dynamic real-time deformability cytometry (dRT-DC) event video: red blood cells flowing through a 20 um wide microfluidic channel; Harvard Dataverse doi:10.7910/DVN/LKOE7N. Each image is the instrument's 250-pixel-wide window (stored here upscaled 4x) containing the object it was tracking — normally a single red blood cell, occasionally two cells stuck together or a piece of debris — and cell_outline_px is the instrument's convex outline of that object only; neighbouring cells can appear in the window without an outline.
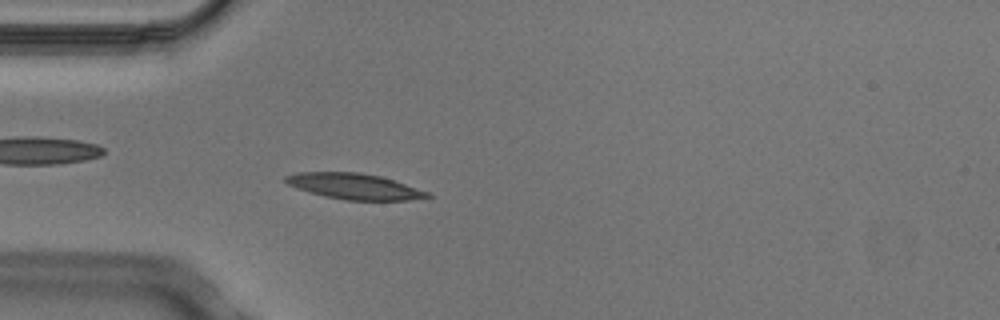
{"species": "Egyptian fruit bat (a non-hibernating species)", "species_latin": "Rousettus aegyptiacus", "temperature_condition": "cold", "stored_images_in_passage": 4, "camera_frame_rate_fps": 3000, "um_per_image_px": 0.085, "animal": {"sex": "male"}, "frame": {"image": 1, "passage_image": 4, "time_ms": 1.0, "image_size_px": [1000, 320], "cell_outline_px": [[436, 196], [408, 200], [348, 200], [324, 196], [308, 192], [288, 184], [284, 180], [284, 176], [296, 172], [360, 172], [380, 176], [428, 192]], "centroid_in_image_um": [30.09, 15.83], "position_along_channel_um": 54.9, "area_um2": 21.15}}